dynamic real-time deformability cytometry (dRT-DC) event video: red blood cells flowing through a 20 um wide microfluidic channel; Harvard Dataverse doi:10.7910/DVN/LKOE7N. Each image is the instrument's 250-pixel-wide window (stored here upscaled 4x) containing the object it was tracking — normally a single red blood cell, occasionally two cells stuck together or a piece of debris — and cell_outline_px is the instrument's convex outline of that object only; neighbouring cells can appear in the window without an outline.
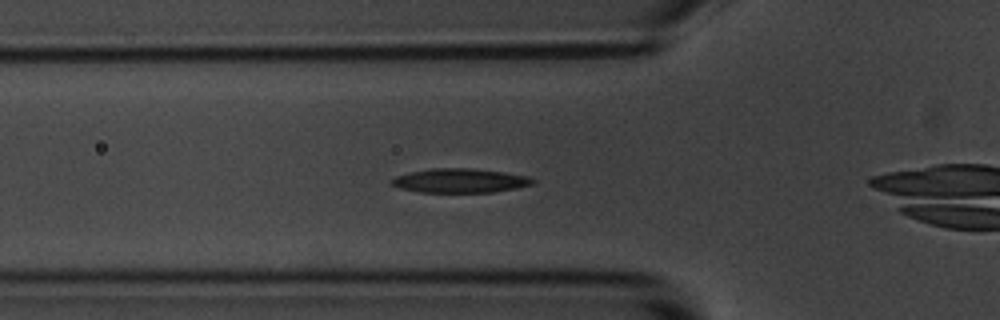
{"species": "common noctule bat (a hibernating species)", "species_latin": "Nyctalus noctula", "temperature_condition": "room temperature", "stored_images_in_passage": 37, "camera_frame_rate_fps": 3000, "um_per_image_px": 0.085, "animal": {"sex": "male", "body_mass_g": 20.1, "forearm_length_mm": 53.5}, "frame": {"image": 1, "passage_image": 10, "time_ms": 3.0, "image_size_px": [1000, 320], "cell_outline_px": [[536, 180], [532, 184], [516, 188], [492, 192], [420, 192], [400, 188], [392, 184], [388, 180], [396, 176], [412, 172], [432, 168], [472, 168], [528, 176]], "centroid_in_image_um": [39.08, 15.35], "position_along_channel_um": 86.7, "area_um2": 19.65}}
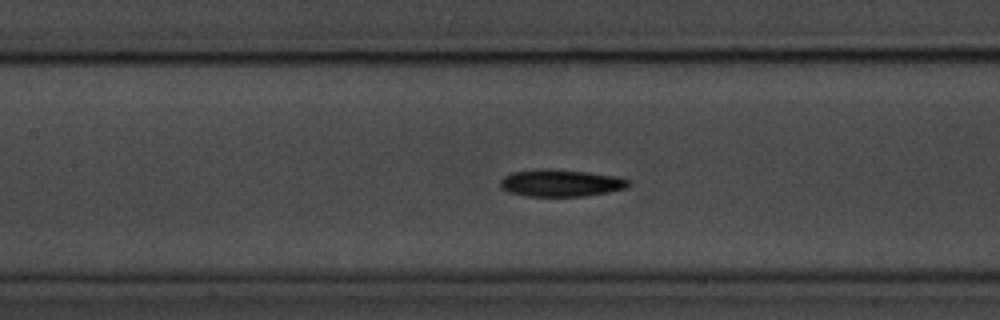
{"frame": {"image": 2, "passage_image": 16, "time_ms": 5.0, "image_size_px": [1000, 320], "cell_outline_px": [[632, 184], [624, 188], [608, 192], [584, 196], [528, 196], [508, 192], [500, 188], [500, 180], [504, 176], [512, 172], [584, 172], [616, 176], [628, 180]], "centroid_in_image_um": [47.69, 15.61], "position_along_channel_um": 159.7, "area_um2": 19.07}}
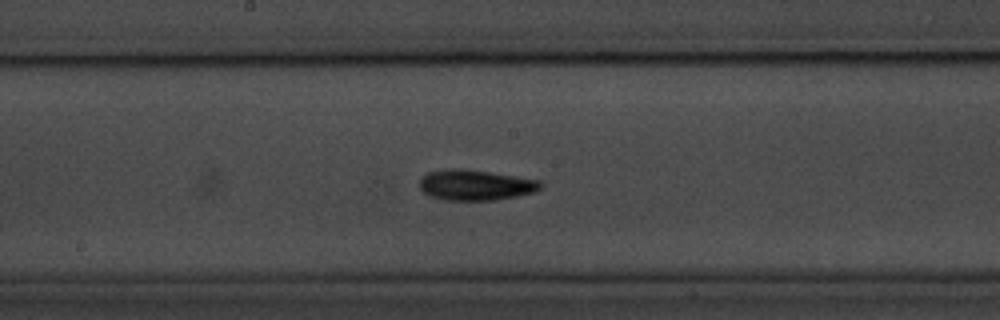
{"frame": {"image": 3, "passage_image": 20, "time_ms": 6.333, "image_size_px": [1000, 320], "cell_outline_px": [[544, 184], [540, 188], [532, 192], [516, 196], [492, 200], [444, 200], [428, 196], [420, 188], [420, 180], [428, 172], [448, 168], [452, 168], [488, 172], [516, 176], [540, 180]], "centroid_in_image_um": [40.4, 15.73], "position_along_channel_um": 207.8, "area_um2": 21.33}, "authors_computed_cell_mechanics": {"area_um2": 19.941, "velocity_mm_per_s": 3.6159, "shape_relaxation_time_tau1_ms": 3.1175, "shape_relaxation_time_tau2_ms": null, "deformation_change_tau1": 0.1266, "deformation_change_tau2": null}}